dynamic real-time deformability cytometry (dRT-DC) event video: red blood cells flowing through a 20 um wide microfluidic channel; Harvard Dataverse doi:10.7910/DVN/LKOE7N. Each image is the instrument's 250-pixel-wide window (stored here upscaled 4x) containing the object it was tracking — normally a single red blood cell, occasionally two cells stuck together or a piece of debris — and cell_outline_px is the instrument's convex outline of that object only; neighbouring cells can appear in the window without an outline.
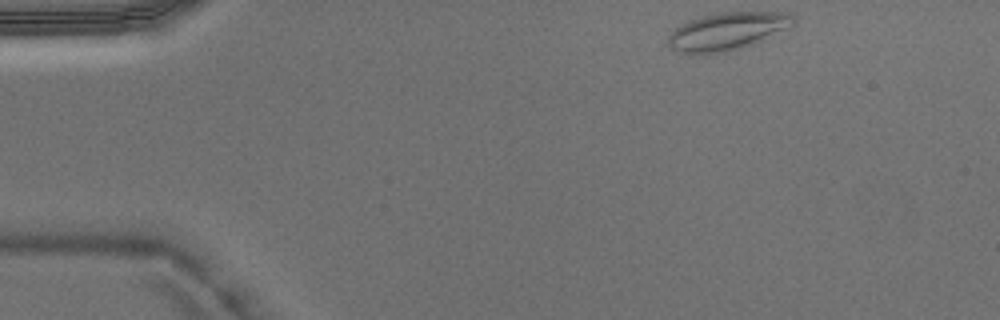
{"species": "Egyptian fruit bat (a non-hibernating species)", "species_latin": "Rousettus aegyptiacus", "temperature_condition": "warm", "stored_images_in_passage": 41, "camera_frame_rate_fps": 3000, "um_per_image_px": 0.085, "animal": {"sex": "male"}, "frame": {"image": 1, "passage_image": 1, "time_ms": 0.0, "image_size_px": [1000, 320], "cell_outline_px": [[796, 24], [752, 44], [728, 52], [680, 52], [668, 48], [668, 36], [676, 28], [688, 20], [700, 16], [720, 12], [788, 12], [796, 20]], "centroid_in_image_um": [61.83, 2.63], "position_along_channel_um": 23.2, "area_um2": 27.17}}
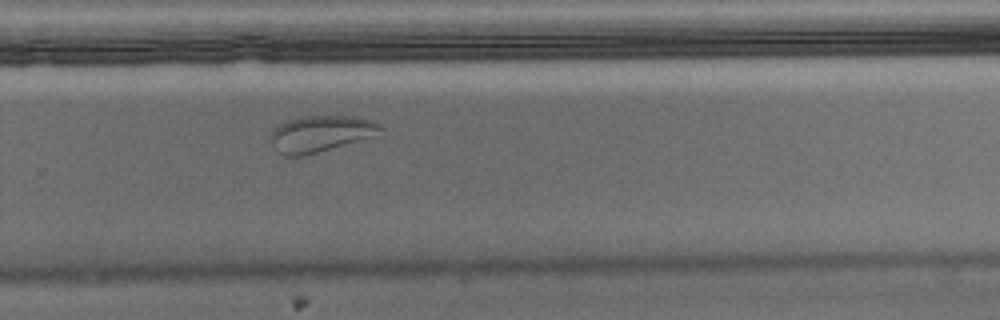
{"frame": {"image": 2, "passage_image": 26, "time_ms": 8.333, "image_size_px": [1000, 320], "cell_outline_px": [[384, 136], [304, 156], [284, 156], [268, 140], [272, 128], [288, 120], [300, 116], [352, 116], [376, 120], [384, 128]], "centroid_in_image_um": [27.38, 11.37], "position_along_channel_um": 302.4, "area_um2": 24.39}}
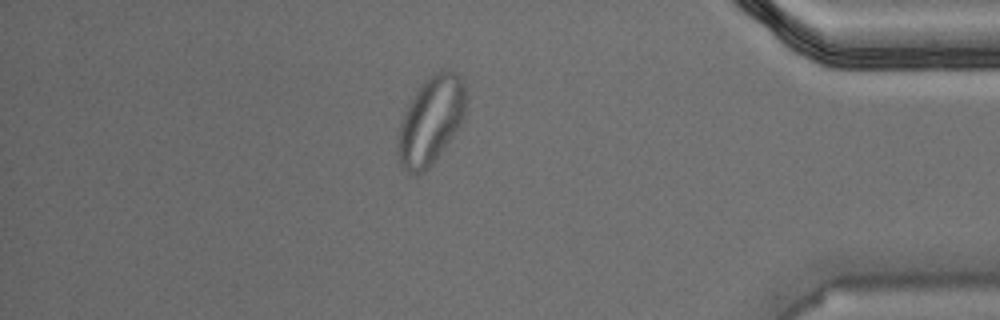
{"frame": {"image": 3, "passage_image": 35, "time_ms": 11.333, "image_size_px": [1000, 320], "cell_outline_px": [[468, 104], [464, 116], [456, 132], [432, 164], [424, 172], [416, 176], [400, 168], [396, 156], [396, 140], [400, 124], [404, 112], [408, 104], [424, 80], [432, 72], [440, 68], [444, 68], [456, 72], [460, 76], [464, 84], [468, 100]], "centroid_in_image_um": [36.61, 10.24], "position_along_channel_um": 398.6, "area_um2": 35.78}}